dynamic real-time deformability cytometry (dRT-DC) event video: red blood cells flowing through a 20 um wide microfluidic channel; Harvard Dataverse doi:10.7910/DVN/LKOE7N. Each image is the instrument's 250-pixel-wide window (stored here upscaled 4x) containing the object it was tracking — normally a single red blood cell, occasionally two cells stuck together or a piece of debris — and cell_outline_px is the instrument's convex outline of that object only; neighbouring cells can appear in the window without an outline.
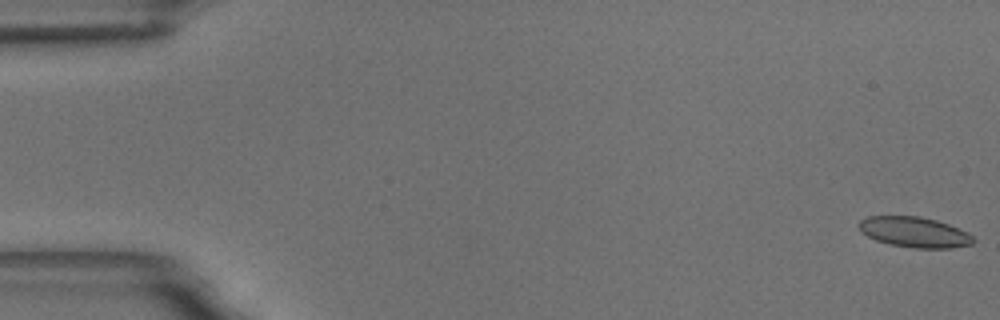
{"species": "common noctule bat (a hibernating species)", "species_latin": "Nyctalus noctula", "temperature_condition": "room temperature", "stored_images_in_passage": 59, "camera_frame_rate_fps": 3000, "um_per_image_px": 0.085, "animal": {"sex": "male", "body_mass_g": 18.8}, "frame": {"image": 1, "passage_image": 1, "time_ms": 0.0, "image_size_px": [1000, 320], "cell_outline_px": [[976, 240], [972, 244], [952, 248], [912, 248], [892, 244], [876, 240], [860, 232], [856, 224], [860, 220], [868, 216], [920, 216], [936, 220], [948, 224], [968, 232]], "centroid_in_image_um": [77.71, 19.72], "position_along_channel_um": 7.3, "area_um2": 20.4}}
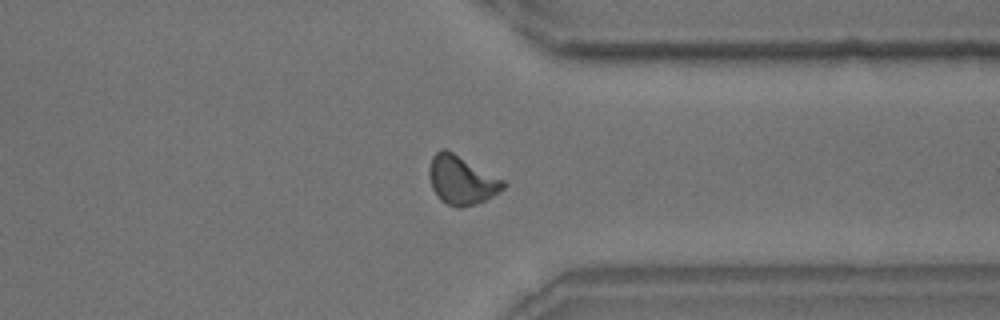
{"frame": {"image": 2, "passage_image": 46, "time_ms": 15.0, "image_size_px": [1000, 320], "cell_outline_px": [[508, 184], [504, 188], [492, 196], [476, 204], [464, 208], [456, 208], [440, 200], [432, 188], [428, 172], [432, 156], [440, 148], [444, 148], [452, 152], [504, 180]], "centroid_in_image_um": [39.22, 15.32], "position_along_channel_um": 372.2, "area_um2": 20.92}}
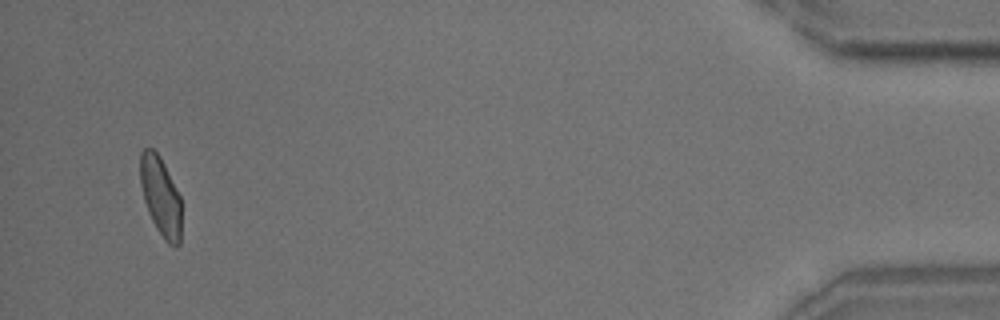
{"frame": {"image": 3, "passage_image": 57, "time_ms": 18.667, "image_size_px": [1000, 320], "cell_outline_px": [[180, 244], [176, 248], [168, 244], [164, 240], [156, 228], [148, 212], [144, 200], [140, 184], [140, 152], [144, 148], [152, 148], [160, 156], [180, 196]], "centroid_in_image_um": [13.64, 16.7], "position_along_channel_um": 421.6, "area_um2": 18.96}, "authors_computed_cell_mechanics": {"area_um2": 20.0566, "velocity_mm_per_s": 3.4318, "shape_relaxation_time_tau1_ms": 7.0634, "shape_relaxation_time_tau2_ms": 1.0775, "deformation_change_tau1": 0.145, "deformation_change_tau2": 0.0549}}